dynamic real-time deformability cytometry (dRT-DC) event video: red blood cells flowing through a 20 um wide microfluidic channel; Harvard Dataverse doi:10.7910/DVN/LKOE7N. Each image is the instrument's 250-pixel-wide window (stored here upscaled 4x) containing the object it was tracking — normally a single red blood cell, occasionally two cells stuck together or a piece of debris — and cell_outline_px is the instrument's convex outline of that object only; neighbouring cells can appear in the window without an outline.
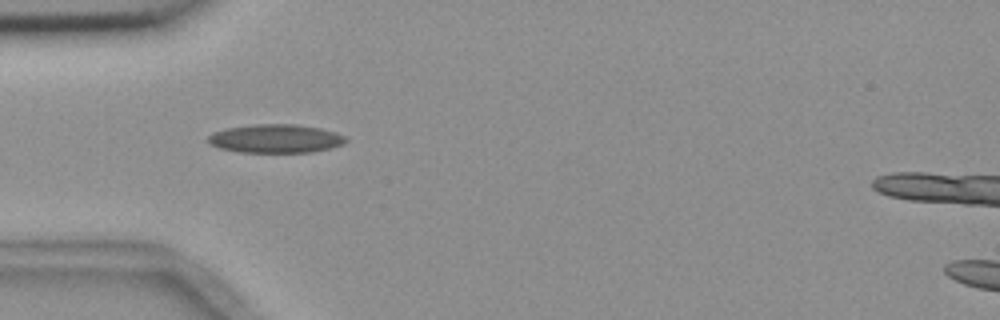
{"species": "common noctule bat (a hibernating species)", "species_latin": "Nyctalus noctula", "temperature_condition": "room temperature", "stored_images_in_passage": 3, "camera_frame_rate_fps": 3000, "um_per_image_px": 0.085, "animal": {"sex": "female", "body_mass_g": 18.4}, "frame": {"image": 1, "passage_image": 1, "time_ms": 0.0, "image_size_px": [1000, 320], "cell_outline_px": [[348, 140], [344, 144], [332, 148], [312, 152], [240, 152], [220, 148], [208, 144], [208, 136], [212, 132], [228, 128], [256, 124], [296, 124], [320, 128], [336, 132], [344, 136]], "centroid_in_image_um": [23.44, 11.78], "position_along_channel_um": 61.6, "area_um2": 23.0}}
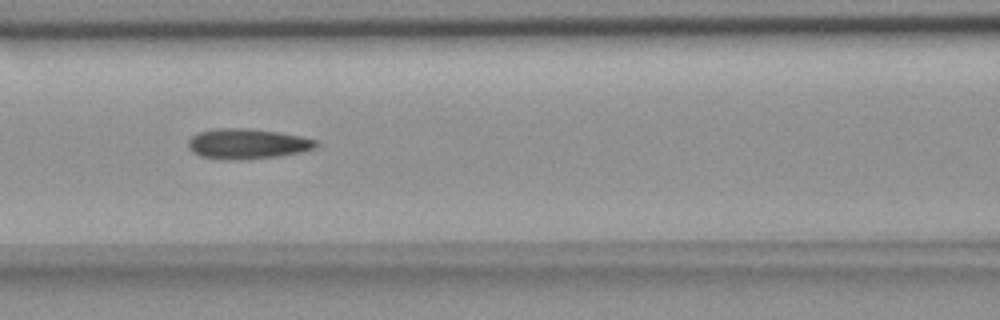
{"frame": {"image": 2, "passage_image": 3, "time_ms": 2.333, "image_size_px": [1000, 320], "cell_outline_px": [[320, 144], [316, 148], [304, 152], [248, 160], [236, 160], [200, 156], [192, 152], [188, 148], [188, 140], [192, 136], [200, 132], [220, 128], [248, 128], [276, 132], [300, 136], [316, 140]], "centroid_in_image_um": [21.05, 12.23], "position_along_channel_um": 145.6, "area_um2": 22.54}}